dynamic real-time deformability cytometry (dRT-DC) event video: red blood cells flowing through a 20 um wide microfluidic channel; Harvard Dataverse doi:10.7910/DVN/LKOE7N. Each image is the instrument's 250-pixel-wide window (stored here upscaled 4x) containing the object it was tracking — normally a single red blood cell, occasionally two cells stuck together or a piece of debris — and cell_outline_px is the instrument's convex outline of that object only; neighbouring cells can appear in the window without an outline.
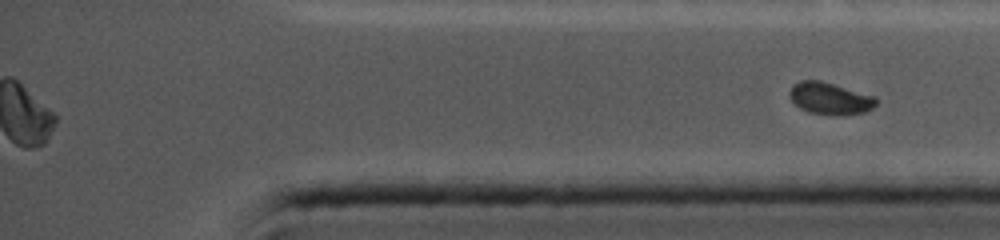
{"species": "common noctule bat (a hibernating species)", "species_latin": "Nyctalus noctula", "temperature_condition": "cold", "stored_images_in_passage": 35, "segment_of_instrument_passage": [2, 2], "camera_frame_rate_fps": 5000, "um_per_image_px": 0.085, "animal": {"sex": "female", "body_mass_g": 19.0, "forearm_length_mm": 56.7}, "frame": {"image": 1, "passage_image": 35, "time_ms": 13.4, "image_size_px": [1000, 240], "cell_outline_px": [[876, 104], [872, 108], [864, 112], [840, 116], [836, 116], [808, 112], [800, 108], [788, 96], [788, 92], [792, 84], [800, 80], [820, 80], [876, 96]], "centroid_in_image_um": [70.52, 8.36], "position_along_channel_um": 364.7, "area_um2": 16.36}}